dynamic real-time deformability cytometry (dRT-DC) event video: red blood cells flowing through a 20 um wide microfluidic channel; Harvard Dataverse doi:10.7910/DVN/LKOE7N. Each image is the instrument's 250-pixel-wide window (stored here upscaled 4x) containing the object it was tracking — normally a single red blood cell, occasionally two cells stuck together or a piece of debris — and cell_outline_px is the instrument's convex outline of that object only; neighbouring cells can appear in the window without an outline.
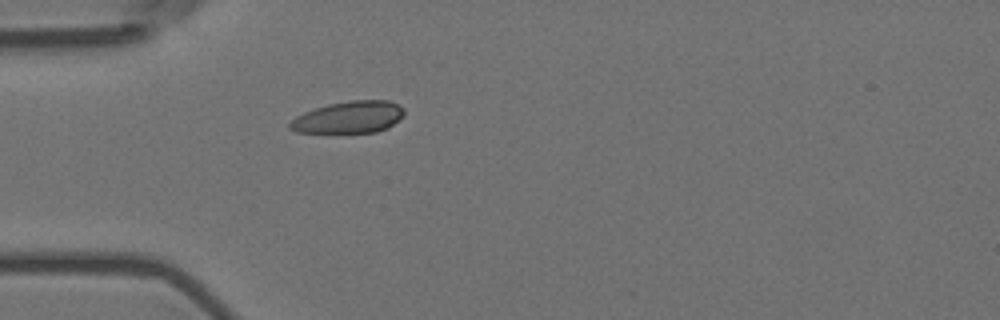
{"species": "Egyptian fruit bat (a non-hibernating species)", "species_latin": "Rousettus aegyptiacus", "temperature_condition": "room temperature", "stored_images_in_passage": 1, "camera_frame_rate_fps": 3000, "um_per_image_px": 0.085, "animal": {"sex": "female"}, "frame": {"image": 1, "passage_image": 1, "time_ms": 0.0, "image_size_px": [1000, 320], "cell_outline_px": [[404, 116], [400, 120], [388, 128], [376, 132], [296, 132], [288, 128], [288, 124], [296, 116], [304, 112], [328, 104], [352, 100], [388, 100], [404, 108]], "centroid_in_image_um": [29.68, 9.96], "position_along_channel_um": 55.3, "area_um2": 21.27}}